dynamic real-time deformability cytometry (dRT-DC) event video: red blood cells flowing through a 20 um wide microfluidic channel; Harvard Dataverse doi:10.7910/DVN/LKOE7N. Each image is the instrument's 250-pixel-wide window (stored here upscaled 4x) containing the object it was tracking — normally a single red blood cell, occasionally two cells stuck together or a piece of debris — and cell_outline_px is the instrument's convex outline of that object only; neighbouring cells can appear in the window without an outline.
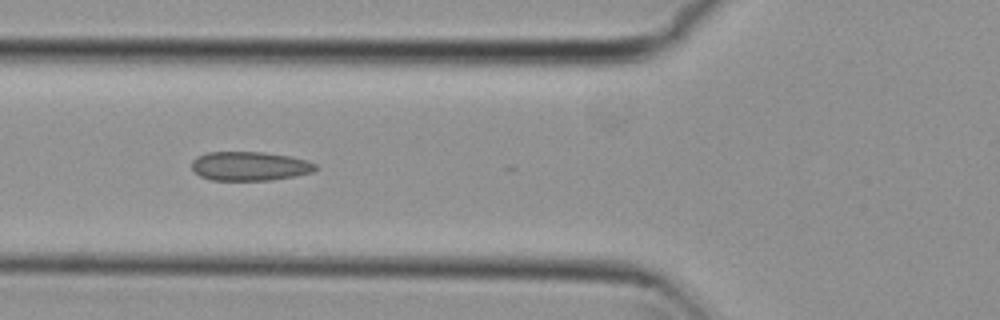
{"species": "common noctule bat (a hibernating species)", "species_latin": "Nyctalus noctula", "temperature_condition": "cold", "stored_images_in_passage": 6, "camera_frame_rate_fps": 3000, "um_per_image_px": 0.085, "animal": {"sex": "female", "body_mass_g": 29.2, "forearm_length_mm": 56.3}, "frame": {"image": 1, "passage_image": 5, "time_ms": 1.333, "image_size_px": [1000, 320], "cell_outline_px": [[316, 168], [312, 172], [296, 176], [268, 180], [212, 180], [200, 176], [192, 168], [192, 160], [196, 156], [208, 152], [264, 152], [288, 156], [308, 160], [316, 164]], "centroid_in_image_um": [21.22, 14.11], "position_along_channel_um": 104.6, "area_um2": 20.92}}
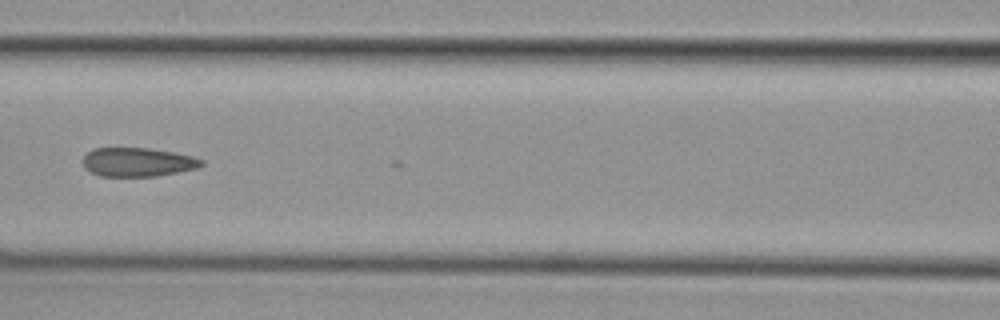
{"frame": {"image": 2, "passage_image": 6, "time_ms": 1.667, "image_size_px": [1000, 320], "cell_outline_px": [[204, 164], [196, 168], [156, 176], [100, 176], [84, 168], [80, 160], [92, 148], [148, 148], [172, 152], [192, 156], [204, 160]], "centroid_in_image_um": [11.65, 13.77], "position_along_channel_um": 154.9, "area_um2": 19.94}}